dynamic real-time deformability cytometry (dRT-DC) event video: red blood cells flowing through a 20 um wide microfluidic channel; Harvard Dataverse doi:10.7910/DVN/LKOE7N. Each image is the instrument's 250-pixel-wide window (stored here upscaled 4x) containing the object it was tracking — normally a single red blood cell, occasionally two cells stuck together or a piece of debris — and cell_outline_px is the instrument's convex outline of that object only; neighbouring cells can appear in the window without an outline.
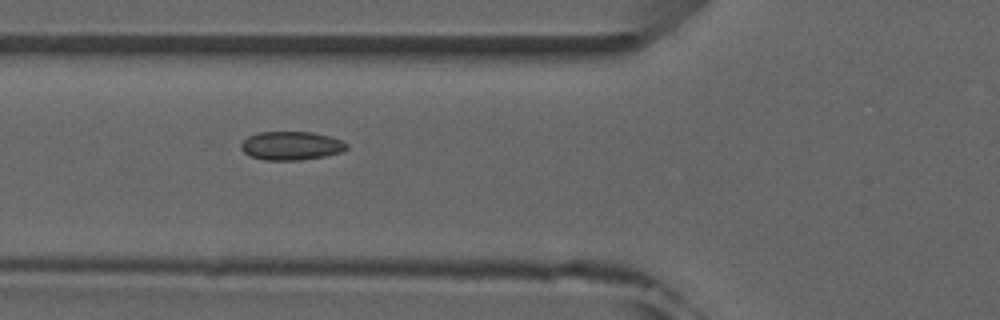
{"species": "common noctule bat (a hibernating species)", "species_latin": "Nyctalus noctula", "temperature_condition": "room temperature", "stored_images_in_passage": 8, "camera_frame_rate_fps": 3000, "um_per_image_px": 0.085, "animal": {"sex": "male", "forearm_length_mm": 52.5}, "frame": {"image": 1, "passage_image": 6, "time_ms": 5.667, "image_size_px": [1000, 320], "cell_outline_px": [[348, 148], [340, 152], [324, 156], [300, 160], [264, 160], [252, 156], [244, 152], [240, 148], [240, 144], [248, 136], [260, 132], [312, 132], [328, 136], [340, 140], [348, 144]], "centroid_in_image_um": [24.74, 12.38], "position_along_channel_um": 101.1, "area_um2": 17.46}}
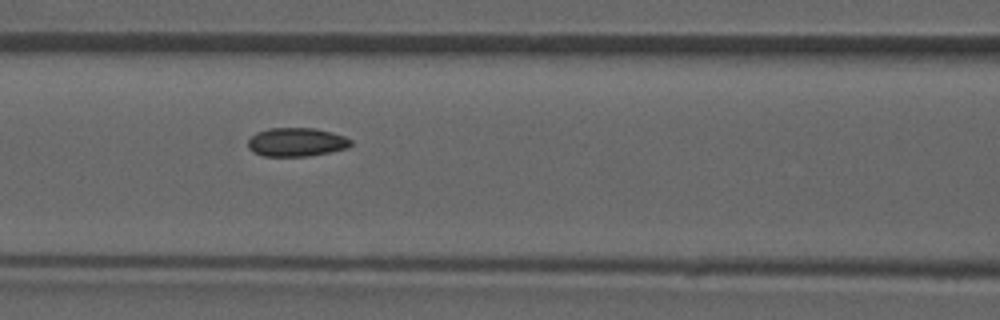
{"frame": {"image": 2, "passage_image": 7, "time_ms": 6.667, "image_size_px": [1000, 320], "cell_outline_px": [[352, 144], [348, 148], [308, 156], [264, 156], [252, 152], [248, 148], [248, 140], [256, 132], [268, 128], [316, 128], [332, 132], [344, 136], [352, 140]], "centroid_in_image_um": [25.19, 12.07], "position_along_channel_um": 141.4, "area_um2": 17.28}}